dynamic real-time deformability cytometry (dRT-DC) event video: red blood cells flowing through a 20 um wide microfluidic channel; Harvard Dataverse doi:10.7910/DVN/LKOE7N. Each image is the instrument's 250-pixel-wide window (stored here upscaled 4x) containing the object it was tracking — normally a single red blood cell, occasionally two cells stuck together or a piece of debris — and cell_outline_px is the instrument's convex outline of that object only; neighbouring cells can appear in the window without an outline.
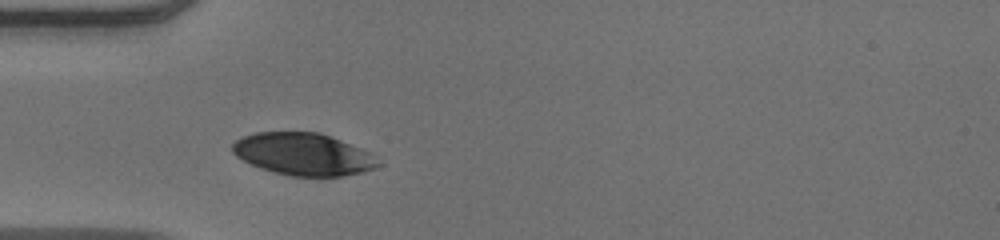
{"species": "human", "species_latin": "Homo sapiens", "temperature_condition": "warm", "stored_images_in_passage": 29, "camera_frame_rate_fps": 3000, "um_per_image_px": 0.085, "donor": {"sex": "male"}, "frame": {"image": 1, "passage_image": 1, "time_ms": 0.0, "image_size_px": [1000, 240], "cell_outline_px": [[380, 164], [376, 168], [360, 172], [340, 176], [292, 176], [260, 168], [236, 156], [232, 152], [232, 144], [236, 140], [244, 136], [256, 132], [320, 132], [360, 148], [368, 152]], "centroid_in_image_um": [25.75, 13.1], "position_along_channel_um": 59.3, "area_um2": 35.37}}
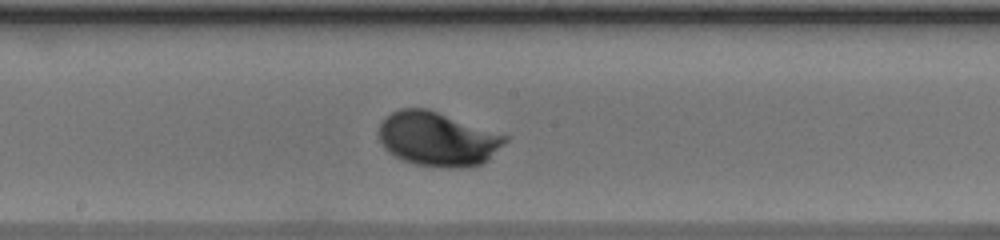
{"frame": {"image": 2, "passage_image": 13, "time_ms": 4.0, "image_size_px": [1000, 240], "cell_outline_px": [[508, 140], [484, 164], [468, 168], [444, 168], [416, 164], [404, 160], [388, 152], [384, 148], [380, 140], [380, 124], [392, 112], [400, 108], [428, 108], [508, 136]], "centroid_in_image_um": [37.23, 11.83], "position_along_channel_um": 211.0, "area_um2": 39.88}}
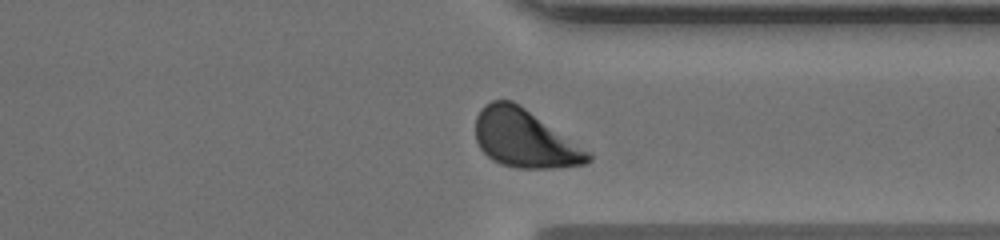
{"frame": {"image": 3, "passage_image": 25, "time_ms": 8.0, "image_size_px": [1000, 240], "cell_outline_px": [[592, 160], [584, 164], [552, 168], [516, 168], [500, 164], [492, 160], [480, 148], [476, 140], [476, 116], [480, 108], [484, 104], [492, 100], [512, 100], [520, 104], [592, 152]], "centroid_in_image_um": [44.61, 11.77], "position_along_channel_um": 366.8, "area_um2": 38.38}, "authors_computed_cell_mechanics": {"area_um2": 37.7434, "velocity_mm_per_s": 3.9041, "shape_relaxation_time_tau1_ms": 2.47, "shape_relaxation_time_tau2_ms": null, "deformation_change_tau1": 0.1319, "deformation_change_tau2": null}}